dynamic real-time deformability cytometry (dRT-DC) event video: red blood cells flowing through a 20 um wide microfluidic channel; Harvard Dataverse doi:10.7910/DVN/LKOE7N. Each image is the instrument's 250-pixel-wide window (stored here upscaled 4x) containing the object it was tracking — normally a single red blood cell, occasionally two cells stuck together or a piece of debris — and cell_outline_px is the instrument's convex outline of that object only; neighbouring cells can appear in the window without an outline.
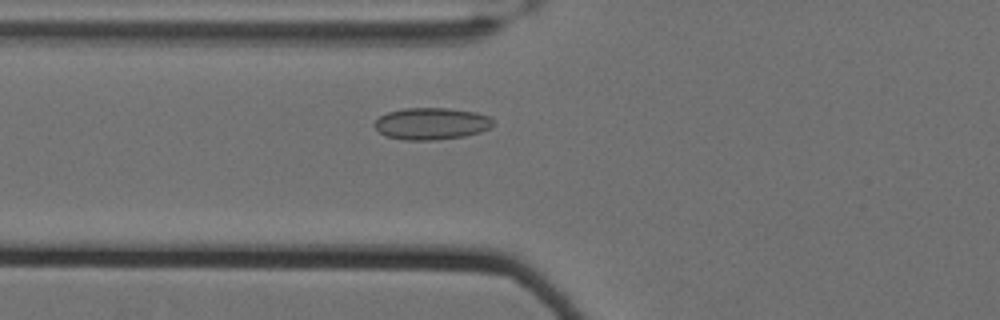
{"species": "Egyptian fruit bat (a non-hibernating species)", "species_latin": "Rousettus aegyptiacus", "temperature_condition": "cold", "stored_images_in_passage": 41, "camera_frame_rate_fps": 3000, "um_per_image_px": 0.085, "animal": {"sex": "female"}, "frame": {"image": 1, "passage_image": 5, "time_ms": 1.333, "image_size_px": [1000, 320], "cell_outline_px": [[496, 124], [480, 132], [464, 136], [432, 140], [404, 140], [384, 136], [372, 124], [380, 116], [388, 112], [404, 108], [448, 108], [476, 112], [488, 116], [496, 120]], "centroid_in_image_um": [36.68, 10.51], "position_along_channel_um": 89.1, "area_um2": 22.2}}
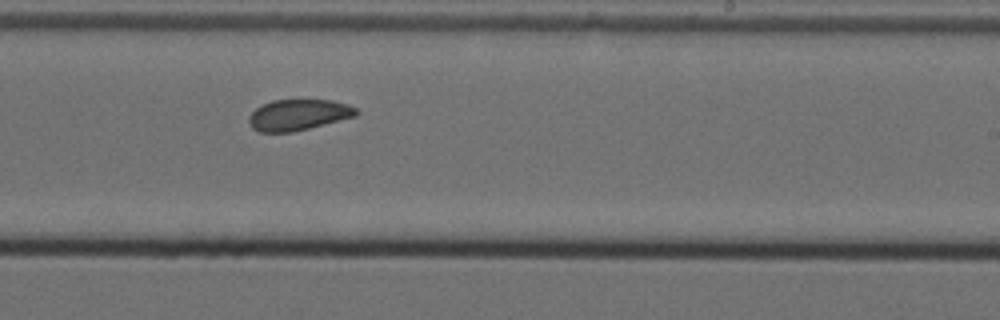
{"frame": {"image": 2, "passage_image": 20, "time_ms": 6.333, "image_size_px": [1000, 320], "cell_outline_px": [[360, 112], [356, 116], [292, 132], [260, 132], [252, 128], [248, 124], [248, 116], [260, 104], [272, 100], [332, 100], [348, 104], [356, 108]], "centroid_in_image_um": [25.33, 9.75], "position_along_channel_um": 263.7, "area_um2": 19.48}}
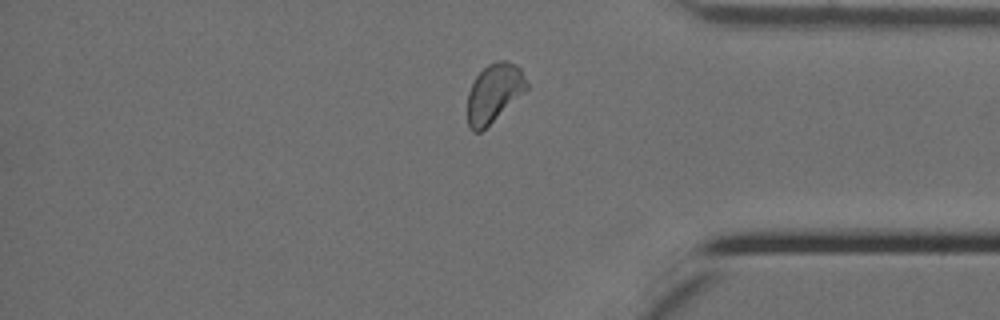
{"frame": {"image": 3, "passage_image": 32, "time_ms": 10.333, "image_size_px": [1000, 320], "cell_outline_px": [[528, 88], [524, 92], [480, 132], [472, 132], [468, 128], [468, 92], [476, 76], [488, 64], [496, 60], [508, 60], [516, 64], [520, 68], [528, 84]], "centroid_in_image_um": [41.98, 7.88], "position_along_channel_um": 393.2, "area_um2": 20.0}, "authors_computed_cell_mechanics": {"area_um2": 20.0566, "velocity_mm_per_s": 3.4735, "shape_relaxation_time_tau1_ms": null, "shape_relaxation_time_tau2_ms": 3.3864, "deformation_change_tau1": null, "deformation_change_tau2": 0.0869}}